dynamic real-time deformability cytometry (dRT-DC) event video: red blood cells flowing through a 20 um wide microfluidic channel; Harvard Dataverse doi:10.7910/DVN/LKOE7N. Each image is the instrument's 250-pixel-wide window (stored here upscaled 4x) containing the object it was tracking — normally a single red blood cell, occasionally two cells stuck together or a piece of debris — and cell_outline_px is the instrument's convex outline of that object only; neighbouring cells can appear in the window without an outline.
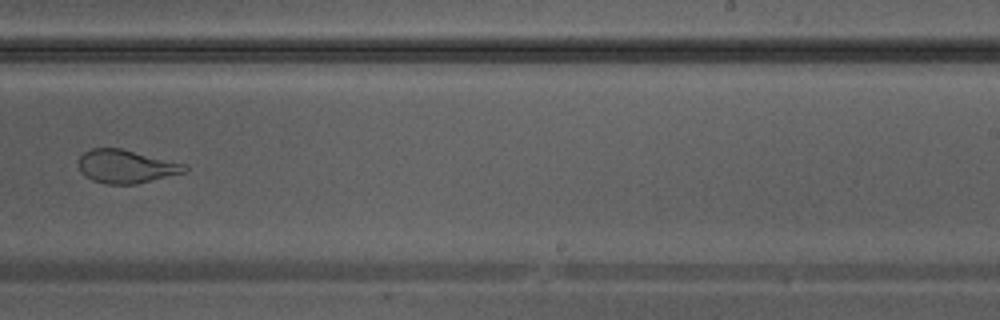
{"species": "Egyptian fruit bat (a non-hibernating species)", "species_latin": "Rousettus aegyptiacus", "temperature_condition": "warm", "stored_images_in_passage": 28, "camera_frame_rate_fps": 3000, "um_per_image_px": 0.085, "animal": {"sex": "male"}, "frame": {"image": 1, "passage_image": 16, "time_ms": 5.0, "image_size_px": [1000, 320], "cell_outline_px": [[188, 168], [184, 172], [136, 184], [108, 184], [92, 180], [84, 176], [80, 168], [80, 156], [84, 152], [92, 148], [120, 148], [184, 164]], "centroid_in_image_um": [10.68, 14.15], "position_along_channel_um": 278.3, "area_um2": 20.17}}